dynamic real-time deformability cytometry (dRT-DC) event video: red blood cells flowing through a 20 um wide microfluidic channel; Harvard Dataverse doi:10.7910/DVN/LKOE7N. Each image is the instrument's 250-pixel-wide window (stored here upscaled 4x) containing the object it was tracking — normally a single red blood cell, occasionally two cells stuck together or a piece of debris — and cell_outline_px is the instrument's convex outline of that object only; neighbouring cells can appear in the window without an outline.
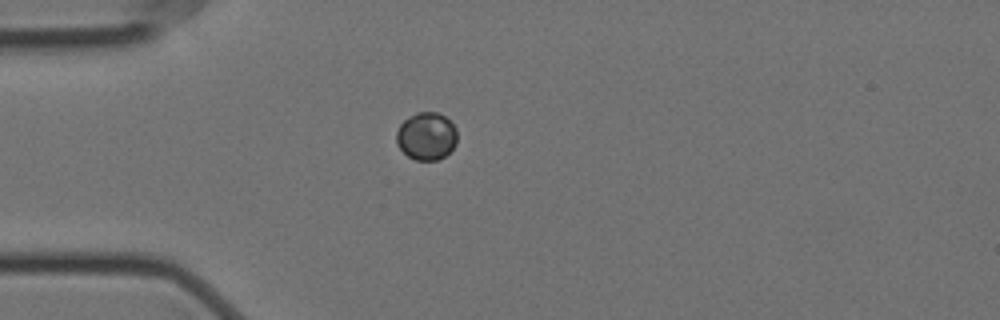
{"species": "Egyptian fruit bat (a non-hibernating species)", "species_latin": "Rousettus aegyptiacus", "temperature_condition": "cold", "stored_images_in_passage": 43, "camera_frame_rate_fps": 3000, "um_per_image_px": 0.085, "animal": {"sex": "female"}, "frame": {"image": 1, "passage_image": 1, "time_ms": 0.0, "image_size_px": [1000, 320], "cell_outline_px": [[456, 144], [444, 156], [436, 160], [416, 160], [408, 156], [396, 144], [396, 132], [400, 124], [408, 116], [416, 112], [436, 112], [444, 116], [456, 128]], "centroid_in_image_um": [36.22, 11.56], "position_along_channel_um": 48.8, "area_um2": 16.82}}
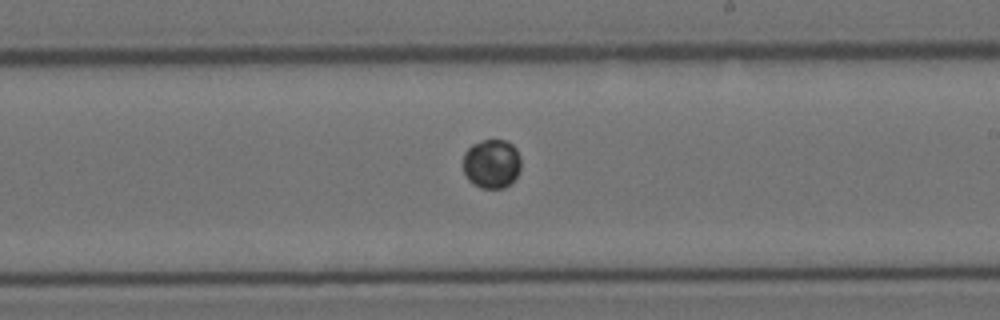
{"frame": {"image": 2, "passage_image": 19, "time_ms": 6.0, "image_size_px": [1000, 320], "cell_outline_px": [[520, 172], [504, 188], [480, 188], [472, 184], [468, 180], [464, 172], [464, 152], [472, 144], [480, 140], [504, 140], [512, 144], [516, 148], [520, 156]], "centroid_in_image_um": [41.78, 13.91], "position_along_channel_um": 247.2, "area_um2": 16.65}}
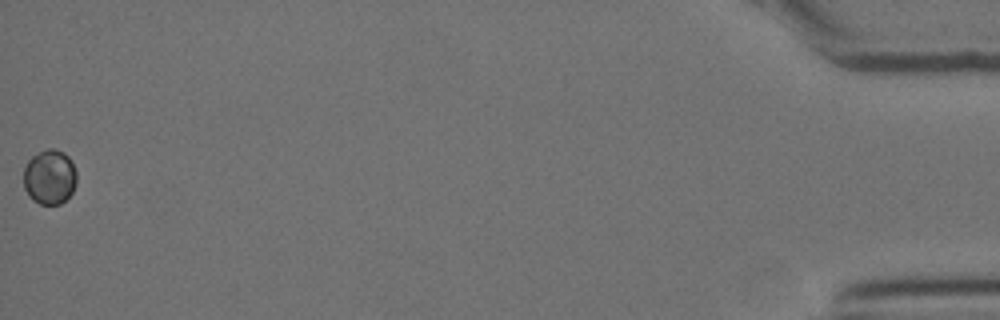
{"frame": {"image": 3, "passage_image": 43, "time_ms": 14.0, "image_size_px": [1000, 320], "cell_outline_px": [[76, 184], [72, 192], [60, 204], [40, 204], [32, 200], [28, 196], [24, 188], [24, 168], [28, 160], [32, 156], [48, 148], [56, 148], [64, 152], [72, 160], [76, 172]], "centroid_in_image_um": [4.22, 15.03], "position_along_channel_um": 431.0, "area_um2": 17.11}}